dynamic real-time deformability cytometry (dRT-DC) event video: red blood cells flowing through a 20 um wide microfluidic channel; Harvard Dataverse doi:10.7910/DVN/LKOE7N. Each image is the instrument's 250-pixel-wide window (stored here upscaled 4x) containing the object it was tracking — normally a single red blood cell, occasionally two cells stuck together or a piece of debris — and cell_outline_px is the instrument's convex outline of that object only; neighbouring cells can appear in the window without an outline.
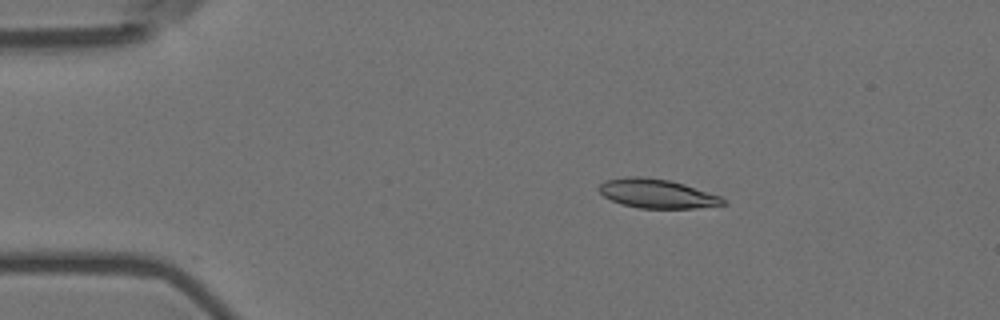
{"species": "Egyptian fruit bat (a non-hibernating species)", "species_latin": "Rousettus aegyptiacus", "temperature_condition": "room temperature", "stored_images_in_passage": 5, "camera_frame_rate_fps": 3000, "um_per_image_px": 0.085, "animal": {"sex": "female"}, "frame": {"image": 1, "passage_image": 3, "time_ms": 0.667, "image_size_px": [1000, 320], "cell_outline_px": [[728, 204], [696, 208], [640, 208], [620, 204], [604, 196], [600, 192], [600, 184], [604, 180], [628, 176], [640, 176], [668, 180], [684, 184], [720, 196], [728, 200]], "centroid_in_image_um": [55.87, 16.46], "position_along_channel_um": 29.1, "area_um2": 20.98}}